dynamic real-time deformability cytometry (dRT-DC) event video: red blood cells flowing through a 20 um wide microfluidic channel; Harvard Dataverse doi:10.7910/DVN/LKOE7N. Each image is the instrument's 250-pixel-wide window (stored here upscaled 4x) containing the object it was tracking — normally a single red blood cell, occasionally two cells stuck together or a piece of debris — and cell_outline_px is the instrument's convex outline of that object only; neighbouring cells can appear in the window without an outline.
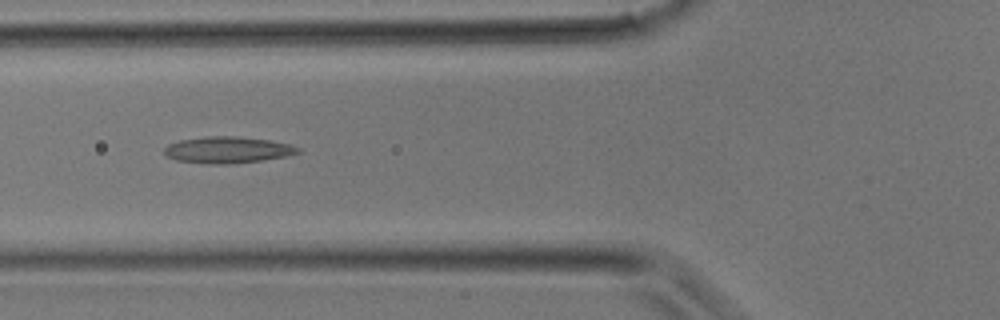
{"species": "common noctule bat (a hibernating species)", "species_latin": "Nyctalus noctula", "temperature_condition": "room temperature", "stored_images_in_passage": 25, "camera_frame_rate_fps": 3000, "um_per_image_px": 0.085, "animal": {"sex": "male", "body_mass_g": 17.9}, "frame": {"image": 1, "passage_image": 3, "time_ms": 0.667, "image_size_px": [1000, 320], "cell_outline_px": [[300, 152], [284, 156], [264, 160], [228, 164], [208, 164], [176, 160], [168, 156], [164, 152], [164, 148], [168, 144], [180, 140], [208, 136], [236, 136], [268, 140], [288, 144], [300, 148]], "centroid_in_image_um": [19.32, 12.74], "position_along_channel_um": 106.5, "area_um2": 20.46}}
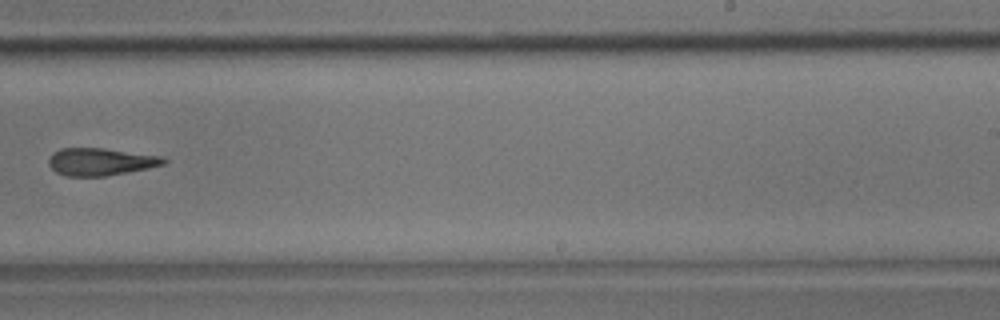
{"frame": {"image": 2, "passage_image": 12, "time_ms": 3.667, "image_size_px": [1000, 320], "cell_outline_px": [[168, 160], [164, 164], [148, 168], [104, 176], [64, 176], [56, 172], [48, 164], [48, 160], [52, 152], [60, 148], [104, 148], [160, 156]], "centroid_in_image_um": [8.5, 13.74], "position_along_channel_um": 280.5, "area_um2": 18.32}}
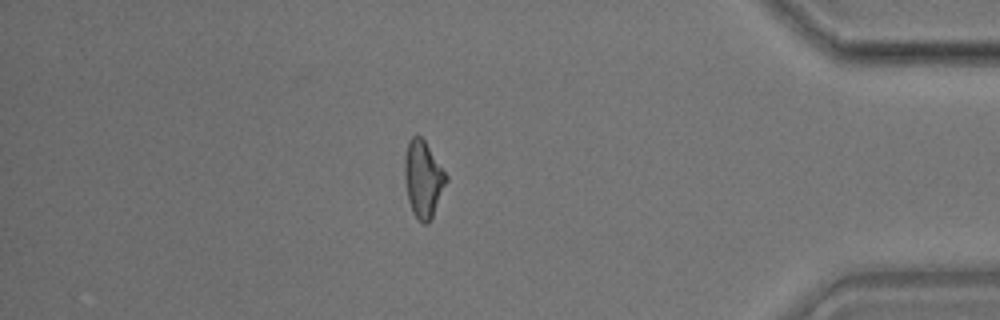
{"frame": {"image": 3, "passage_image": 20, "time_ms": 6.333, "image_size_px": [1000, 320], "cell_outline_px": [[448, 180], [432, 216], [428, 224], [424, 224], [412, 212], [408, 200], [404, 176], [404, 156], [408, 140], [412, 136], [420, 136], [424, 140], [448, 176]], "centroid_in_image_um": [35.95, 15.2], "position_along_channel_um": 399.2, "area_um2": 18.5}}